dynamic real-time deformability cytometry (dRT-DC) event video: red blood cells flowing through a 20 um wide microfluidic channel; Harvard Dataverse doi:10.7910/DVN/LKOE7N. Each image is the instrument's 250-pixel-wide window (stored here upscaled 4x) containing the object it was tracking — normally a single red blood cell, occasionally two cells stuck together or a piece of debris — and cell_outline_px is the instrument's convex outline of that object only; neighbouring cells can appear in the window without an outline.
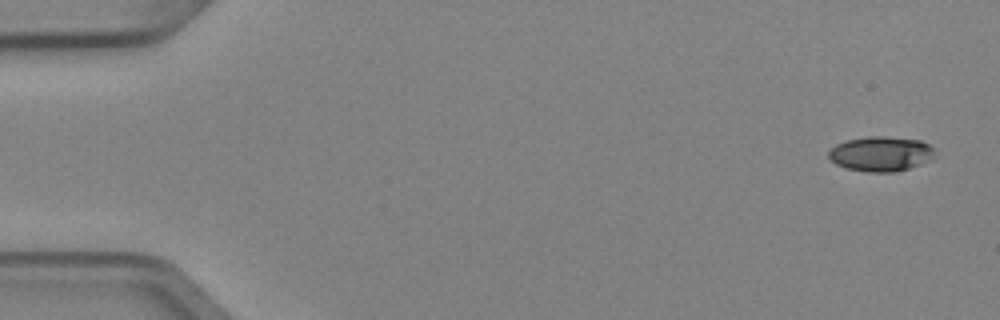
{"species": "Egyptian fruit bat (a non-hibernating species)", "species_latin": "Rousettus aegyptiacus", "temperature_condition": "cold", "stored_images_in_passage": 4, "camera_frame_rate_fps": 3000, "um_per_image_px": 0.085, "animal": {"sex": "female"}, "frame": {"image": 1, "passage_image": 1, "time_ms": 0.0, "image_size_px": [1000, 320], "cell_outline_px": [[936, 148], [932, 160], [896, 172], [868, 172], [848, 168], [836, 164], [828, 156], [828, 152], [836, 144], [848, 140], [868, 136], [884, 136], [920, 140]], "centroid_in_image_um": [74.91, 13.07], "position_along_channel_um": 10.1, "area_um2": 21.56}}
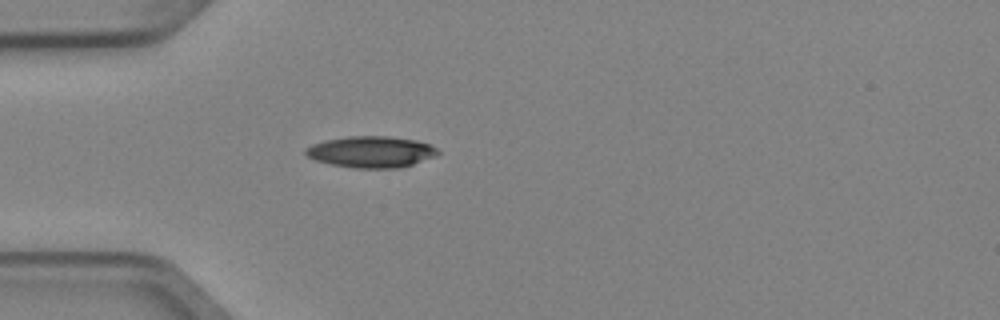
{"frame": {"image": 2, "passage_image": 4, "time_ms": 1.0, "image_size_px": [1000, 320], "cell_outline_px": [[440, 152], [436, 156], [400, 168], [356, 168], [332, 164], [316, 160], [308, 156], [304, 152], [304, 148], [312, 144], [324, 140], [348, 136], [388, 136], [416, 140], [432, 144]], "centroid_in_image_um": [31.56, 12.9], "position_along_channel_um": 53.4, "area_um2": 24.22}}